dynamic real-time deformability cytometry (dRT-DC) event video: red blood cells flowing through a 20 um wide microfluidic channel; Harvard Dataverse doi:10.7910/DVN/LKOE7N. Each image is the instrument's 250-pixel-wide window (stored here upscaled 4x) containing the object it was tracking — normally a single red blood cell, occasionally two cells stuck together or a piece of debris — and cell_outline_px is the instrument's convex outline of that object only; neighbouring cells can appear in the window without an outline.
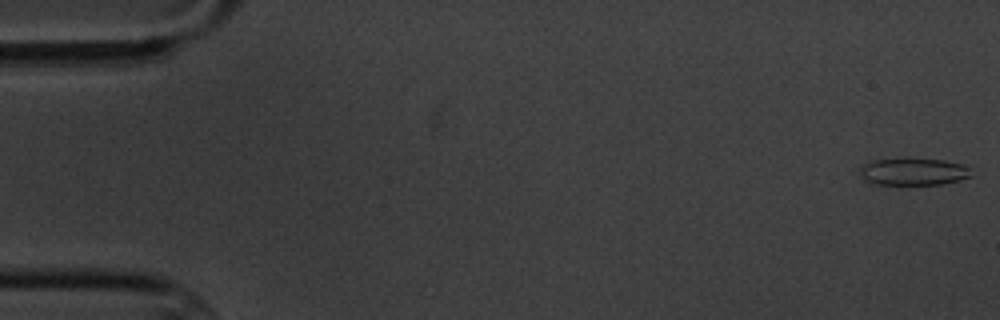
{"species": "common noctule bat (a hibernating species)", "species_latin": "Nyctalus noctula", "temperature_condition": "cold", "stored_images_in_passage": 4, "camera_frame_rate_fps": 3000, "um_per_image_px": 0.085, "animal": {"sex": "male", "body_mass_g": 20.1, "forearm_length_mm": 53.5}, "frame": {"image": 1, "passage_image": 1, "time_ms": 0.0, "image_size_px": [1000, 320], "cell_outline_px": [[972, 176], [960, 180], [940, 184], [876, 184], [864, 180], [860, 172], [860, 168], [864, 164], [872, 160], [904, 156], [912, 156], [944, 160], [960, 164], [972, 168]], "centroid_in_image_um": [77.65, 14.54], "position_along_channel_um": 7.4, "area_um2": 18.32}}